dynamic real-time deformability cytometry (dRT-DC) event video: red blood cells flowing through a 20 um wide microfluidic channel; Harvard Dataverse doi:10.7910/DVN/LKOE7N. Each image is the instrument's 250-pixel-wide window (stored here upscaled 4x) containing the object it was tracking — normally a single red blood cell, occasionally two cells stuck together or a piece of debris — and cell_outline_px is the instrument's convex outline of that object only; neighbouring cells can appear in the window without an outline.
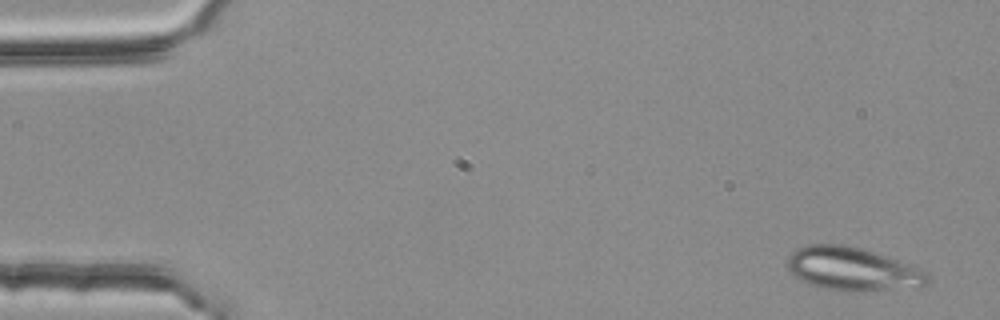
{"species": "common noctule bat (a hibernating species)", "species_latin": "Nyctalus noctula", "temperature_condition": "room temperature", "stored_images_in_passage": 4, "camera_frame_rate_fps": 3000, "um_per_image_px": 0.085, "animal": {"sex": "female", "body_mass_g": 25.1}, "frame": {"image": 1, "passage_image": 1, "time_ms": 0.0, "image_size_px": [1000, 320], "cell_outline_px": [[928, 284], [920, 288], [856, 292], [840, 292], [820, 288], [808, 284], [800, 280], [788, 268], [788, 256], [796, 248], [812, 244], [844, 244], [864, 248], [908, 264], [928, 272]], "centroid_in_image_um": [72.49, 22.89], "position_along_channel_um": 12.5, "area_um2": 36.07}}